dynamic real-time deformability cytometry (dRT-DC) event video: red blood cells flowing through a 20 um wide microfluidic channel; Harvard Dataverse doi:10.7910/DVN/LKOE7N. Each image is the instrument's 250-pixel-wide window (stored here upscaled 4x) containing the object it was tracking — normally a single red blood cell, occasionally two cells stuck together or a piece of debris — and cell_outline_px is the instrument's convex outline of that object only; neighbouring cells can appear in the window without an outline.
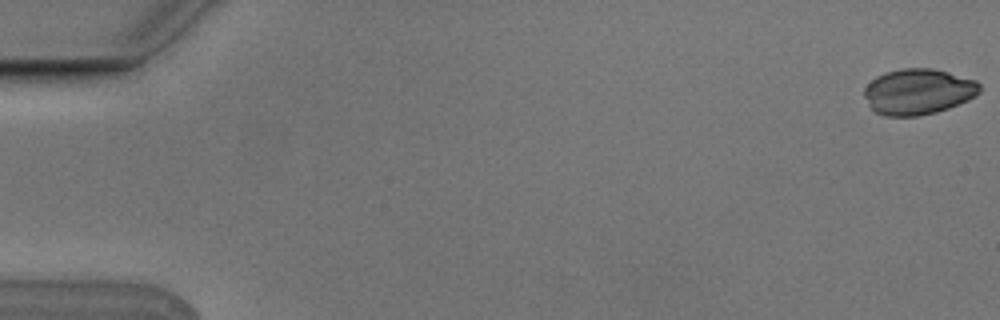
{"species": "Egyptian fruit bat (a non-hibernating species)", "species_latin": "Rousettus aegyptiacus", "temperature_condition": "cold", "stored_images_in_passage": 4, "camera_frame_rate_fps": 3000, "um_per_image_px": 0.085, "animal": {"sex": "male"}, "frame": {"image": 1, "passage_image": 1, "time_ms": 0.0, "image_size_px": [1000, 320], "cell_outline_px": [[980, 92], [976, 96], [968, 100], [948, 108], [936, 112], [916, 116], [884, 116], [876, 112], [868, 104], [864, 96], [864, 88], [876, 76], [884, 72], [900, 68], [932, 68], [948, 72], [976, 80], [980, 84]], "centroid_in_image_um": [78.04, 7.78], "position_along_channel_um": 7.0, "area_um2": 30.92}}